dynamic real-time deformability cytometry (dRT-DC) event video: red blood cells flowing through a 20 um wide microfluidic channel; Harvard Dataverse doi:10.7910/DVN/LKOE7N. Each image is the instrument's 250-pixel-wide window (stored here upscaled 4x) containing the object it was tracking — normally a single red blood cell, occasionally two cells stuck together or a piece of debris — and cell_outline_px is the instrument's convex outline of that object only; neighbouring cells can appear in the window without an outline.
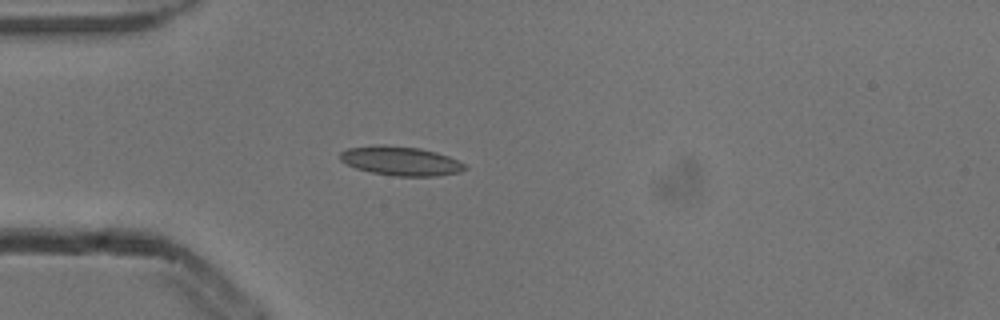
{"species": "common noctule bat (a hibernating species)", "species_latin": "Nyctalus noctula", "temperature_condition": "cold", "stored_images_in_passage": 2, "camera_frame_rate_fps": 3000, "um_per_image_px": 0.085, "animal": {"sex": "male", "body_mass_g": 13.3}, "frame": {"image": 1, "passage_image": 2, "time_ms": 0.333, "image_size_px": [1000, 320], "cell_outline_px": [[468, 168], [460, 172], [436, 176], [396, 176], [372, 172], [356, 168], [340, 160], [340, 152], [348, 148], [376, 144], [384, 144], [420, 148], [436, 152], [448, 156], [464, 164]], "centroid_in_image_um": [34.05, 13.67], "position_along_channel_um": 50.9, "area_um2": 21.15}}